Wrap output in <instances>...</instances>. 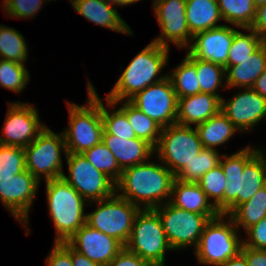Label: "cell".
Returning a JSON list of instances; mask_svg holds the SVG:
<instances>
[{
    "label": "cell",
    "mask_w": 266,
    "mask_h": 266,
    "mask_svg": "<svg viewBox=\"0 0 266 266\" xmlns=\"http://www.w3.org/2000/svg\"><path fill=\"white\" fill-rule=\"evenodd\" d=\"M219 164L226 177L224 215L246 202L266 186V158L261 150L249 146L231 156L222 155Z\"/></svg>",
    "instance_id": "6da1fadb"
},
{
    "label": "cell",
    "mask_w": 266,
    "mask_h": 266,
    "mask_svg": "<svg viewBox=\"0 0 266 266\" xmlns=\"http://www.w3.org/2000/svg\"><path fill=\"white\" fill-rule=\"evenodd\" d=\"M175 178L165 165L146 161L124 169L116 190L122 191L118 196L130 203L139 207L144 203L143 209H154L164 204L163 199L170 200Z\"/></svg>",
    "instance_id": "7a4b0ae2"
},
{
    "label": "cell",
    "mask_w": 266,
    "mask_h": 266,
    "mask_svg": "<svg viewBox=\"0 0 266 266\" xmlns=\"http://www.w3.org/2000/svg\"><path fill=\"white\" fill-rule=\"evenodd\" d=\"M168 52L169 48L162 47L153 41L139 52L107 94L105 99L108 106L115 107L118 102L125 98L129 101L138 92L164 80L168 75L155 78L168 63Z\"/></svg>",
    "instance_id": "3957f363"
},
{
    "label": "cell",
    "mask_w": 266,
    "mask_h": 266,
    "mask_svg": "<svg viewBox=\"0 0 266 266\" xmlns=\"http://www.w3.org/2000/svg\"><path fill=\"white\" fill-rule=\"evenodd\" d=\"M46 195L57 234L55 243L67 242L86 223L87 201L62 177L46 181Z\"/></svg>",
    "instance_id": "277c9868"
},
{
    "label": "cell",
    "mask_w": 266,
    "mask_h": 266,
    "mask_svg": "<svg viewBox=\"0 0 266 266\" xmlns=\"http://www.w3.org/2000/svg\"><path fill=\"white\" fill-rule=\"evenodd\" d=\"M87 106L67 102L69 109V128L63 131L67 153L83 154L102 141L103 122L101 99L93 84L88 82Z\"/></svg>",
    "instance_id": "5b68a950"
},
{
    "label": "cell",
    "mask_w": 266,
    "mask_h": 266,
    "mask_svg": "<svg viewBox=\"0 0 266 266\" xmlns=\"http://www.w3.org/2000/svg\"><path fill=\"white\" fill-rule=\"evenodd\" d=\"M125 248L144 259L150 266H164L165 252L173 249L154 209L141 208L137 213Z\"/></svg>",
    "instance_id": "8992f818"
},
{
    "label": "cell",
    "mask_w": 266,
    "mask_h": 266,
    "mask_svg": "<svg viewBox=\"0 0 266 266\" xmlns=\"http://www.w3.org/2000/svg\"><path fill=\"white\" fill-rule=\"evenodd\" d=\"M225 218L226 215L220 214L205 225L195 249L201 264L221 266L241 252L243 241L237 236L238 229L229 216L228 223Z\"/></svg>",
    "instance_id": "52a82bcc"
},
{
    "label": "cell",
    "mask_w": 266,
    "mask_h": 266,
    "mask_svg": "<svg viewBox=\"0 0 266 266\" xmlns=\"http://www.w3.org/2000/svg\"><path fill=\"white\" fill-rule=\"evenodd\" d=\"M203 149L196 128L173 124L162 128L154 150L162 163L176 176Z\"/></svg>",
    "instance_id": "ba28073f"
},
{
    "label": "cell",
    "mask_w": 266,
    "mask_h": 266,
    "mask_svg": "<svg viewBox=\"0 0 266 266\" xmlns=\"http://www.w3.org/2000/svg\"><path fill=\"white\" fill-rule=\"evenodd\" d=\"M100 206L86 214V223L108 236L114 237L124 246L127 244L134 219L141 207L136 206L115 193L97 201Z\"/></svg>",
    "instance_id": "9c48e42d"
},
{
    "label": "cell",
    "mask_w": 266,
    "mask_h": 266,
    "mask_svg": "<svg viewBox=\"0 0 266 266\" xmlns=\"http://www.w3.org/2000/svg\"><path fill=\"white\" fill-rule=\"evenodd\" d=\"M61 150L67 154L66 144L62 133L55 134L45 128L37 138L24 148L26 170L39 181L44 174L45 181L62 177L64 174Z\"/></svg>",
    "instance_id": "30bf717a"
},
{
    "label": "cell",
    "mask_w": 266,
    "mask_h": 266,
    "mask_svg": "<svg viewBox=\"0 0 266 266\" xmlns=\"http://www.w3.org/2000/svg\"><path fill=\"white\" fill-rule=\"evenodd\" d=\"M154 210L161 219L167 240L173 250L191 245L197 248L204 227L210 221L206 215L188 212L168 201Z\"/></svg>",
    "instance_id": "8fae6325"
},
{
    "label": "cell",
    "mask_w": 266,
    "mask_h": 266,
    "mask_svg": "<svg viewBox=\"0 0 266 266\" xmlns=\"http://www.w3.org/2000/svg\"><path fill=\"white\" fill-rule=\"evenodd\" d=\"M66 162L69 176L63 174L62 178L85 200L97 202L117 192L116 183L105 173L97 170L83 154L67 153Z\"/></svg>",
    "instance_id": "7c38bea8"
},
{
    "label": "cell",
    "mask_w": 266,
    "mask_h": 266,
    "mask_svg": "<svg viewBox=\"0 0 266 266\" xmlns=\"http://www.w3.org/2000/svg\"><path fill=\"white\" fill-rule=\"evenodd\" d=\"M129 101L162 128L176 124L178 98L168 76L138 92Z\"/></svg>",
    "instance_id": "4fadbf2b"
},
{
    "label": "cell",
    "mask_w": 266,
    "mask_h": 266,
    "mask_svg": "<svg viewBox=\"0 0 266 266\" xmlns=\"http://www.w3.org/2000/svg\"><path fill=\"white\" fill-rule=\"evenodd\" d=\"M46 128L40 123L37 110L22 102H13L8 112L0 137V144L25 148Z\"/></svg>",
    "instance_id": "5bb4252c"
},
{
    "label": "cell",
    "mask_w": 266,
    "mask_h": 266,
    "mask_svg": "<svg viewBox=\"0 0 266 266\" xmlns=\"http://www.w3.org/2000/svg\"><path fill=\"white\" fill-rule=\"evenodd\" d=\"M153 10L161 28V35L153 42L160 46L169 48V41L175 43L179 48H189V41H193V35L186 21V0H164L153 5Z\"/></svg>",
    "instance_id": "9a60e30c"
},
{
    "label": "cell",
    "mask_w": 266,
    "mask_h": 266,
    "mask_svg": "<svg viewBox=\"0 0 266 266\" xmlns=\"http://www.w3.org/2000/svg\"><path fill=\"white\" fill-rule=\"evenodd\" d=\"M38 187L39 180L28 170L12 177H0V199L15 219L25 223V228Z\"/></svg>",
    "instance_id": "2e32d148"
},
{
    "label": "cell",
    "mask_w": 266,
    "mask_h": 266,
    "mask_svg": "<svg viewBox=\"0 0 266 266\" xmlns=\"http://www.w3.org/2000/svg\"><path fill=\"white\" fill-rule=\"evenodd\" d=\"M67 243L91 261L107 266L125 247L114 237L92 228L85 223Z\"/></svg>",
    "instance_id": "e0dca14e"
},
{
    "label": "cell",
    "mask_w": 266,
    "mask_h": 266,
    "mask_svg": "<svg viewBox=\"0 0 266 266\" xmlns=\"http://www.w3.org/2000/svg\"><path fill=\"white\" fill-rule=\"evenodd\" d=\"M221 99V112L240 132L250 130L266 117V99L252 88L238 93L228 102Z\"/></svg>",
    "instance_id": "ac0fdd59"
},
{
    "label": "cell",
    "mask_w": 266,
    "mask_h": 266,
    "mask_svg": "<svg viewBox=\"0 0 266 266\" xmlns=\"http://www.w3.org/2000/svg\"><path fill=\"white\" fill-rule=\"evenodd\" d=\"M234 35L235 29L227 25L198 32L193 36L195 42L189 46L188 53L194 58L225 66Z\"/></svg>",
    "instance_id": "d6986e66"
},
{
    "label": "cell",
    "mask_w": 266,
    "mask_h": 266,
    "mask_svg": "<svg viewBox=\"0 0 266 266\" xmlns=\"http://www.w3.org/2000/svg\"><path fill=\"white\" fill-rule=\"evenodd\" d=\"M221 96L197 93L178 99L176 123L183 126L201 124L221 111Z\"/></svg>",
    "instance_id": "ffe728a7"
},
{
    "label": "cell",
    "mask_w": 266,
    "mask_h": 266,
    "mask_svg": "<svg viewBox=\"0 0 266 266\" xmlns=\"http://www.w3.org/2000/svg\"><path fill=\"white\" fill-rule=\"evenodd\" d=\"M168 202L188 212L206 215L210 220L220 215L197 182H185L175 178Z\"/></svg>",
    "instance_id": "44dd1931"
},
{
    "label": "cell",
    "mask_w": 266,
    "mask_h": 266,
    "mask_svg": "<svg viewBox=\"0 0 266 266\" xmlns=\"http://www.w3.org/2000/svg\"><path fill=\"white\" fill-rule=\"evenodd\" d=\"M102 142L112 152L122 170L149 161L148 159L155 152L154 148L142 139L127 140L107 134L104 130Z\"/></svg>",
    "instance_id": "7402d4cb"
},
{
    "label": "cell",
    "mask_w": 266,
    "mask_h": 266,
    "mask_svg": "<svg viewBox=\"0 0 266 266\" xmlns=\"http://www.w3.org/2000/svg\"><path fill=\"white\" fill-rule=\"evenodd\" d=\"M74 9L89 21L123 34L133 35L129 26L113 8V4L104 0H70Z\"/></svg>",
    "instance_id": "603a6c76"
},
{
    "label": "cell",
    "mask_w": 266,
    "mask_h": 266,
    "mask_svg": "<svg viewBox=\"0 0 266 266\" xmlns=\"http://www.w3.org/2000/svg\"><path fill=\"white\" fill-rule=\"evenodd\" d=\"M266 70V42H264L249 58L240 61L239 65L229 66L226 70L225 87L252 88L255 81Z\"/></svg>",
    "instance_id": "cb8c5ba5"
},
{
    "label": "cell",
    "mask_w": 266,
    "mask_h": 266,
    "mask_svg": "<svg viewBox=\"0 0 266 266\" xmlns=\"http://www.w3.org/2000/svg\"><path fill=\"white\" fill-rule=\"evenodd\" d=\"M219 20L223 18L217 1L186 0V21L193 36L198 32L221 26L217 24Z\"/></svg>",
    "instance_id": "d4e9b609"
},
{
    "label": "cell",
    "mask_w": 266,
    "mask_h": 266,
    "mask_svg": "<svg viewBox=\"0 0 266 266\" xmlns=\"http://www.w3.org/2000/svg\"><path fill=\"white\" fill-rule=\"evenodd\" d=\"M195 128L203 148L214 150L215 147L227 142L238 130L221 111Z\"/></svg>",
    "instance_id": "484cf974"
},
{
    "label": "cell",
    "mask_w": 266,
    "mask_h": 266,
    "mask_svg": "<svg viewBox=\"0 0 266 266\" xmlns=\"http://www.w3.org/2000/svg\"><path fill=\"white\" fill-rule=\"evenodd\" d=\"M122 102L124 104L119 109L127 116L128 122L134 130L136 137L146 141L155 148L162 127L135 107L130 101Z\"/></svg>",
    "instance_id": "4316f807"
},
{
    "label": "cell",
    "mask_w": 266,
    "mask_h": 266,
    "mask_svg": "<svg viewBox=\"0 0 266 266\" xmlns=\"http://www.w3.org/2000/svg\"><path fill=\"white\" fill-rule=\"evenodd\" d=\"M237 229L245 231L266 216V186L257 191L250 200L238 205L229 215Z\"/></svg>",
    "instance_id": "83f0119b"
},
{
    "label": "cell",
    "mask_w": 266,
    "mask_h": 266,
    "mask_svg": "<svg viewBox=\"0 0 266 266\" xmlns=\"http://www.w3.org/2000/svg\"><path fill=\"white\" fill-rule=\"evenodd\" d=\"M223 20L239 28H250L256 16L252 0H217Z\"/></svg>",
    "instance_id": "f1b7e54d"
},
{
    "label": "cell",
    "mask_w": 266,
    "mask_h": 266,
    "mask_svg": "<svg viewBox=\"0 0 266 266\" xmlns=\"http://www.w3.org/2000/svg\"><path fill=\"white\" fill-rule=\"evenodd\" d=\"M168 77L173 84L178 99L200 93L196 65L187 56Z\"/></svg>",
    "instance_id": "f546056e"
},
{
    "label": "cell",
    "mask_w": 266,
    "mask_h": 266,
    "mask_svg": "<svg viewBox=\"0 0 266 266\" xmlns=\"http://www.w3.org/2000/svg\"><path fill=\"white\" fill-rule=\"evenodd\" d=\"M186 56L196 65L200 93L219 96L216 91L223 84L222 79L226 74L225 67L217 63L194 58L189 53Z\"/></svg>",
    "instance_id": "4dcf8cb0"
},
{
    "label": "cell",
    "mask_w": 266,
    "mask_h": 266,
    "mask_svg": "<svg viewBox=\"0 0 266 266\" xmlns=\"http://www.w3.org/2000/svg\"><path fill=\"white\" fill-rule=\"evenodd\" d=\"M248 30L250 34H243L235 30L233 42L228 56V63L225 70L232 65H239L240 61L249 58L265 41L251 28H241Z\"/></svg>",
    "instance_id": "1f68e13d"
},
{
    "label": "cell",
    "mask_w": 266,
    "mask_h": 266,
    "mask_svg": "<svg viewBox=\"0 0 266 266\" xmlns=\"http://www.w3.org/2000/svg\"><path fill=\"white\" fill-rule=\"evenodd\" d=\"M28 49L23 35L13 28L0 25V59L23 64Z\"/></svg>",
    "instance_id": "d6a6232c"
},
{
    "label": "cell",
    "mask_w": 266,
    "mask_h": 266,
    "mask_svg": "<svg viewBox=\"0 0 266 266\" xmlns=\"http://www.w3.org/2000/svg\"><path fill=\"white\" fill-rule=\"evenodd\" d=\"M220 158L217 150L203 148L175 177L185 182H197L206 172L219 165Z\"/></svg>",
    "instance_id": "836d02e7"
},
{
    "label": "cell",
    "mask_w": 266,
    "mask_h": 266,
    "mask_svg": "<svg viewBox=\"0 0 266 266\" xmlns=\"http://www.w3.org/2000/svg\"><path fill=\"white\" fill-rule=\"evenodd\" d=\"M83 156L99 171L105 173L115 183L119 180L122 169L112 152L101 141L83 153Z\"/></svg>",
    "instance_id": "e575fe53"
},
{
    "label": "cell",
    "mask_w": 266,
    "mask_h": 266,
    "mask_svg": "<svg viewBox=\"0 0 266 266\" xmlns=\"http://www.w3.org/2000/svg\"><path fill=\"white\" fill-rule=\"evenodd\" d=\"M197 184L210 200L213 198L214 206L224 215V190L226 185V177L221 168L217 165L213 169L206 172L198 181Z\"/></svg>",
    "instance_id": "d590c367"
},
{
    "label": "cell",
    "mask_w": 266,
    "mask_h": 266,
    "mask_svg": "<svg viewBox=\"0 0 266 266\" xmlns=\"http://www.w3.org/2000/svg\"><path fill=\"white\" fill-rule=\"evenodd\" d=\"M29 72L24 64L0 59V85L20 93L29 81Z\"/></svg>",
    "instance_id": "8d00e7d4"
},
{
    "label": "cell",
    "mask_w": 266,
    "mask_h": 266,
    "mask_svg": "<svg viewBox=\"0 0 266 266\" xmlns=\"http://www.w3.org/2000/svg\"><path fill=\"white\" fill-rule=\"evenodd\" d=\"M25 170L24 148L0 144V177H12Z\"/></svg>",
    "instance_id": "74e56055"
},
{
    "label": "cell",
    "mask_w": 266,
    "mask_h": 266,
    "mask_svg": "<svg viewBox=\"0 0 266 266\" xmlns=\"http://www.w3.org/2000/svg\"><path fill=\"white\" fill-rule=\"evenodd\" d=\"M101 115L103 130L107 134H112L119 138H126L127 140L137 138L128 122L127 116L120 109L111 113L110 110H106L101 101Z\"/></svg>",
    "instance_id": "f35d334b"
},
{
    "label": "cell",
    "mask_w": 266,
    "mask_h": 266,
    "mask_svg": "<svg viewBox=\"0 0 266 266\" xmlns=\"http://www.w3.org/2000/svg\"><path fill=\"white\" fill-rule=\"evenodd\" d=\"M44 0H5L3 3V10L6 14L13 16V18H30L42 7ZM50 1V0H48Z\"/></svg>",
    "instance_id": "ab89813d"
},
{
    "label": "cell",
    "mask_w": 266,
    "mask_h": 266,
    "mask_svg": "<svg viewBox=\"0 0 266 266\" xmlns=\"http://www.w3.org/2000/svg\"><path fill=\"white\" fill-rule=\"evenodd\" d=\"M246 231L249 241L243 240L244 246L255 250H266V216Z\"/></svg>",
    "instance_id": "60d3db41"
},
{
    "label": "cell",
    "mask_w": 266,
    "mask_h": 266,
    "mask_svg": "<svg viewBox=\"0 0 266 266\" xmlns=\"http://www.w3.org/2000/svg\"><path fill=\"white\" fill-rule=\"evenodd\" d=\"M47 266H73L71 260V246L67 242L55 243L46 258Z\"/></svg>",
    "instance_id": "b9f144b4"
},
{
    "label": "cell",
    "mask_w": 266,
    "mask_h": 266,
    "mask_svg": "<svg viewBox=\"0 0 266 266\" xmlns=\"http://www.w3.org/2000/svg\"><path fill=\"white\" fill-rule=\"evenodd\" d=\"M107 266H150L144 259L128 251L125 247Z\"/></svg>",
    "instance_id": "7bdbcfd3"
},
{
    "label": "cell",
    "mask_w": 266,
    "mask_h": 266,
    "mask_svg": "<svg viewBox=\"0 0 266 266\" xmlns=\"http://www.w3.org/2000/svg\"><path fill=\"white\" fill-rule=\"evenodd\" d=\"M241 253L245 256L248 266H266V250H255L242 244Z\"/></svg>",
    "instance_id": "ee69618b"
},
{
    "label": "cell",
    "mask_w": 266,
    "mask_h": 266,
    "mask_svg": "<svg viewBox=\"0 0 266 266\" xmlns=\"http://www.w3.org/2000/svg\"><path fill=\"white\" fill-rule=\"evenodd\" d=\"M250 28L266 42V3L256 7V16Z\"/></svg>",
    "instance_id": "f6af8a7d"
},
{
    "label": "cell",
    "mask_w": 266,
    "mask_h": 266,
    "mask_svg": "<svg viewBox=\"0 0 266 266\" xmlns=\"http://www.w3.org/2000/svg\"><path fill=\"white\" fill-rule=\"evenodd\" d=\"M71 260L73 266H103L99 263L91 261L85 255L75 251L72 247H71Z\"/></svg>",
    "instance_id": "bcb514c9"
},
{
    "label": "cell",
    "mask_w": 266,
    "mask_h": 266,
    "mask_svg": "<svg viewBox=\"0 0 266 266\" xmlns=\"http://www.w3.org/2000/svg\"><path fill=\"white\" fill-rule=\"evenodd\" d=\"M252 89L259 93L264 99H266V70L255 81Z\"/></svg>",
    "instance_id": "7dc6e473"
},
{
    "label": "cell",
    "mask_w": 266,
    "mask_h": 266,
    "mask_svg": "<svg viewBox=\"0 0 266 266\" xmlns=\"http://www.w3.org/2000/svg\"><path fill=\"white\" fill-rule=\"evenodd\" d=\"M221 266H248L245 256L240 252L236 257L230 258Z\"/></svg>",
    "instance_id": "c3c4849f"
},
{
    "label": "cell",
    "mask_w": 266,
    "mask_h": 266,
    "mask_svg": "<svg viewBox=\"0 0 266 266\" xmlns=\"http://www.w3.org/2000/svg\"><path fill=\"white\" fill-rule=\"evenodd\" d=\"M104 1L111 3V4H114V5L124 6V5H129V4L135 3L139 0H104Z\"/></svg>",
    "instance_id": "681fc988"
},
{
    "label": "cell",
    "mask_w": 266,
    "mask_h": 266,
    "mask_svg": "<svg viewBox=\"0 0 266 266\" xmlns=\"http://www.w3.org/2000/svg\"><path fill=\"white\" fill-rule=\"evenodd\" d=\"M252 1H253L254 5L256 7L259 6V5H261V4L266 3V0H252Z\"/></svg>",
    "instance_id": "f907efd6"
},
{
    "label": "cell",
    "mask_w": 266,
    "mask_h": 266,
    "mask_svg": "<svg viewBox=\"0 0 266 266\" xmlns=\"http://www.w3.org/2000/svg\"><path fill=\"white\" fill-rule=\"evenodd\" d=\"M161 1H164V0H153V5H154L155 3H158V2H161Z\"/></svg>",
    "instance_id": "816d5d0a"
}]
</instances>
